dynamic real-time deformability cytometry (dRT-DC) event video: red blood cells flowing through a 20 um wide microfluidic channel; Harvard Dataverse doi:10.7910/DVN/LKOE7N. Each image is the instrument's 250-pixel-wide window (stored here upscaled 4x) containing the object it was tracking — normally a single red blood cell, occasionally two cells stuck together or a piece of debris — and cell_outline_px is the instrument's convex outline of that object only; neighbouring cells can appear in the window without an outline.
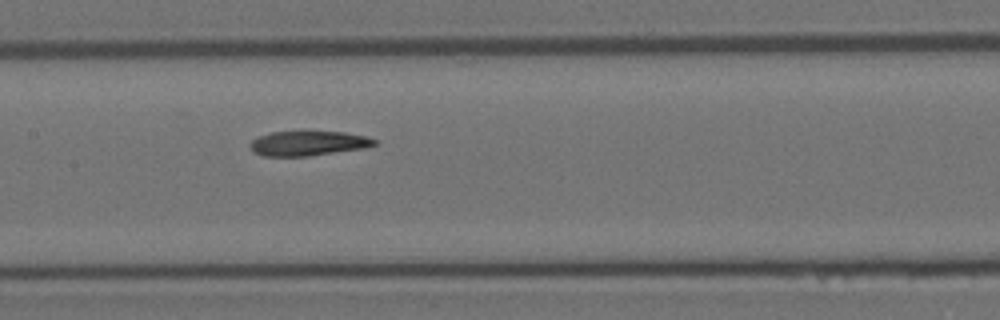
{"species": "Egyptian fruit bat (a non-hibernating species)", "species_latin": "Rousettus aegyptiacus", "temperature_condition": "room temperature", "stored_images_in_passage": 8, "camera_frame_rate_fps": 3000, "um_per_image_px": 0.085, "animal": {"sex": "female"}, "frame": {"image": 1, "passage_image": 8, "time_ms": 9.0, "image_size_px": [1000, 320], "cell_outline_px": [[376, 144], [364, 148], [308, 156], [264, 156], [252, 152], [252, 140], [256, 136], [272, 132], [344, 132], [368, 136], [376, 140]], "centroid_in_image_um": [26.2, 12.18], "position_along_channel_um": 181.2, "area_um2": 17.74}}